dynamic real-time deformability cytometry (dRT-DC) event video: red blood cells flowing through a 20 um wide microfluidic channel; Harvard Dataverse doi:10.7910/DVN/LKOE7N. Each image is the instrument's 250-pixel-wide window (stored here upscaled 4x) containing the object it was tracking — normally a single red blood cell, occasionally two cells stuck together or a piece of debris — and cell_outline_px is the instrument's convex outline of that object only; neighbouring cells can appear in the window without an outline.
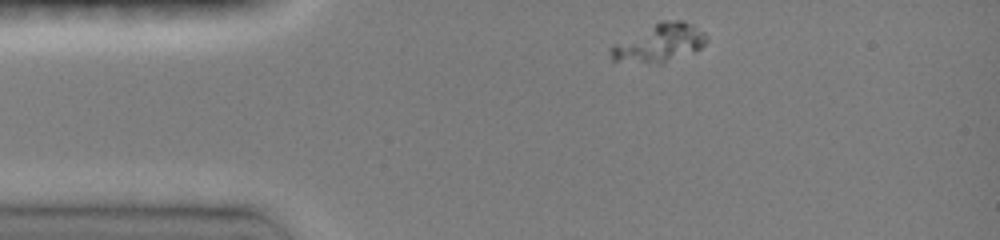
{"species": "common noctule bat (a hibernating species)", "species_latin": "Nyctalus noctula", "temperature_condition": "room temperature", "stored_images_in_passage": 11, "camera_frame_rate_fps": 3000, "um_per_image_px": 0.085, "animal": {"sex": "female", "body_mass_g": 19.0, "forearm_length_mm": 51.5}, "frame": {"image": 1, "passage_image": 1, "time_ms": 0.0, "image_size_px": [1000, 240], "cell_outline_px": [[708, 40], [696, 52], [660, 64], [612, 60], [608, 52], [612, 44], [660, 20], [684, 20], [704, 32], [708, 36]], "centroid_in_image_um": [56.06, 3.65], "position_along_channel_um": 28.9, "area_um2": 21.5}}